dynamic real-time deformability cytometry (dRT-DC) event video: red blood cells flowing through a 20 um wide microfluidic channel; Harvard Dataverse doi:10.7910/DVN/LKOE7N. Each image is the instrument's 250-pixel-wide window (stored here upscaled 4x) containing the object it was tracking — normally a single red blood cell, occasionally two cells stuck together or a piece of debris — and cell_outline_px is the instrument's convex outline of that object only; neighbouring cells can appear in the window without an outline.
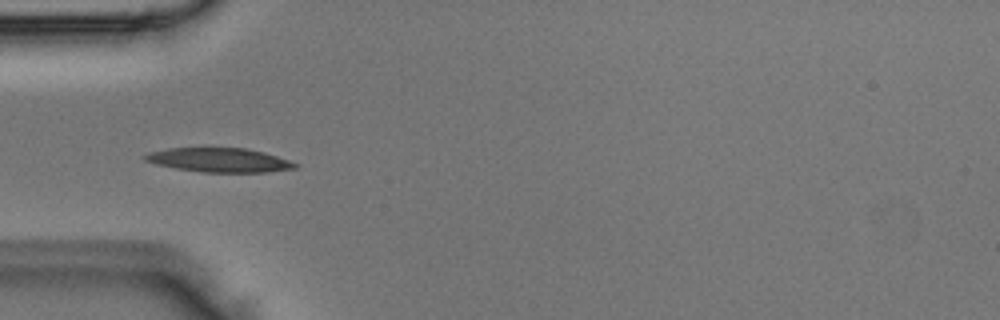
{"species": "Egyptian fruit bat (a non-hibernating species)", "species_latin": "Rousettus aegyptiacus", "temperature_condition": "room temperature", "stored_images_in_passage": 7, "camera_frame_rate_fps": 3000, "um_per_image_px": 0.085, "animal": {"sex": "male"}, "frame": {"image": 1, "passage_image": 5, "time_ms": 1.333, "image_size_px": [1000, 320], "cell_outline_px": [[300, 164], [296, 168], [268, 172], [200, 172], [176, 168], [156, 164], [144, 160], [144, 156], [148, 152], [168, 148], [244, 148], [264, 152]], "centroid_in_image_um": [18.64, 13.6], "position_along_channel_um": 66.4, "area_um2": 21.04}}
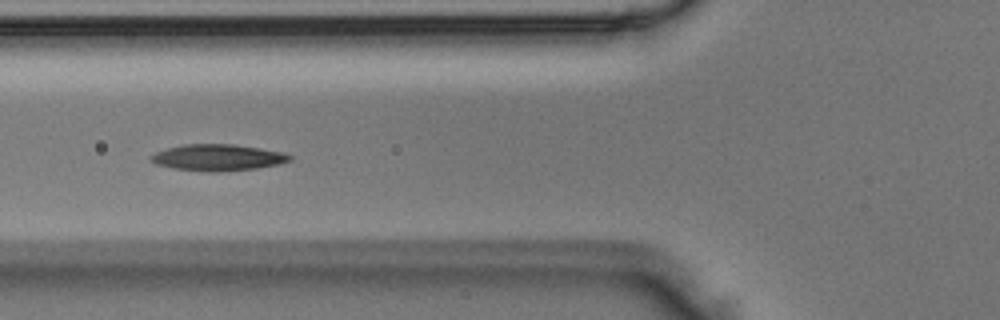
{"frame": {"image": 2, "passage_image": 6, "time_ms": 1.667, "image_size_px": [1000, 320], "cell_outline_px": [[292, 160], [280, 164], [256, 168], [220, 172], [208, 172], [172, 168], [156, 164], [148, 156], [156, 152], [180, 144], [232, 144], [260, 148], [284, 152], [292, 156]], "centroid_in_image_um": [18.52, 13.39], "position_along_channel_um": 107.3, "area_um2": 21.5}}
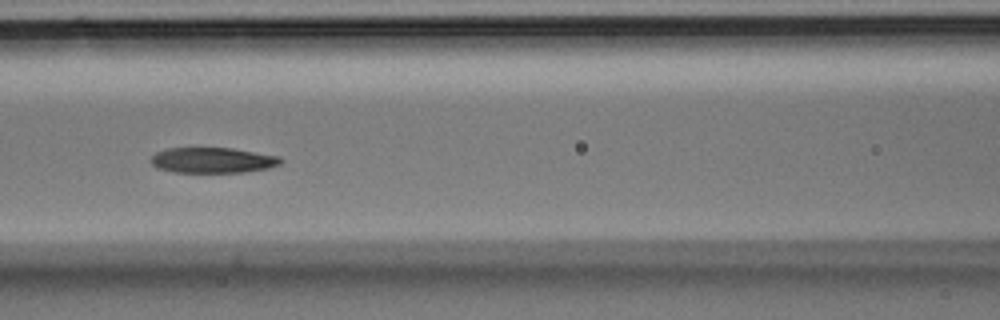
{"frame": {"image": 3, "passage_image": 7, "time_ms": 2.0, "image_size_px": [1000, 320], "cell_outline_px": [[284, 160], [280, 164], [268, 168], [244, 172], [172, 172], [156, 168], [148, 160], [156, 152], [168, 148], [232, 148], [280, 156]], "centroid_in_image_um": [18.06, 13.62], "position_along_channel_um": 148.5, "area_um2": 19.42}}